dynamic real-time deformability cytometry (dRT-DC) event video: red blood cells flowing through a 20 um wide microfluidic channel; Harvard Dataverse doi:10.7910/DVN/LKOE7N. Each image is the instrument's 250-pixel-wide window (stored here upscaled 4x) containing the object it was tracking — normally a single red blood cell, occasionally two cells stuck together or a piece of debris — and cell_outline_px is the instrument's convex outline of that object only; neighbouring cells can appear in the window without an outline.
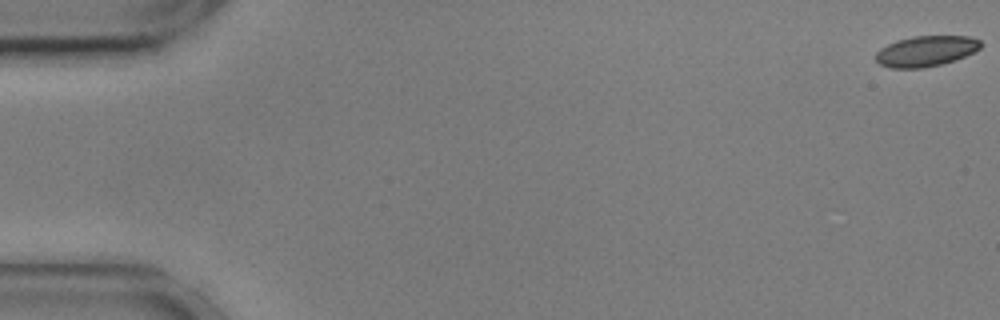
{"species": "common noctule bat (a hibernating species)", "species_latin": "Nyctalus noctula", "temperature_condition": "cold", "stored_images_in_passage": 16, "camera_frame_rate_fps": 3000, "um_per_image_px": 0.085, "animal": {"sex": "male", "body_mass_g": 17.9, "forearm_length_mm": 54.2}, "frame": {"image": 1, "passage_image": 1, "time_ms": 0.0, "image_size_px": [1000, 320], "cell_outline_px": [[980, 48], [976, 52], [940, 64], [924, 68], [888, 68], [880, 64], [876, 60], [876, 52], [880, 48], [896, 40], [912, 36], [968, 36], [980, 40]], "centroid_in_image_um": [78.68, 4.34], "position_along_channel_um": 6.3, "area_um2": 18.67}}